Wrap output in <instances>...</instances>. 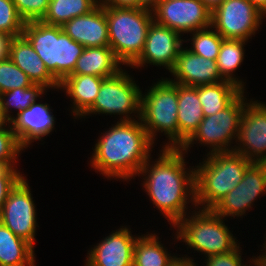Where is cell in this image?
I'll return each instance as SVG.
<instances>
[{
	"label": "cell",
	"mask_w": 266,
	"mask_h": 266,
	"mask_svg": "<svg viewBox=\"0 0 266 266\" xmlns=\"http://www.w3.org/2000/svg\"><path fill=\"white\" fill-rule=\"evenodd\" d=\"M161 152L158 161L156 159V163L153 162L150 167V160L145 162L138 176L148 174L143 186L153 204L174 226L187 215V199H191L192 204L196 206L195 169L192 167L187 173L183 155L186 152L183 153L181 149L163 148Z\"/></svg>",
	"instance_id": "6da1fadb"
},
{
	"label": "cell",
	"mask_w": 266,
	"mask_h": 266,
	"mask_svg": "<svg viewBox=\"0 0 266 266\" xmlns=\"http://www.w3.org/2000/svg\"><path fill=\"white\" fill-rule=\"evenodd\" d=\"M139 121V122H138ZM117 121L95 144L91 166L106 177L129 180L138 175L154 144L140 119Z\"/></svg>",
	"instance_id": "7a4b0ae2"
},
{
	"label": "cell",
	"mask_w": 266,
	"mask_h": 266,
	"mask_svg": "<svg viewBox=\"0 0 266 266\" xmlns=\"http://www.w3.org/2000/svg\"><path fill=\"white\" fill-rule=\"evenodd\" d=\"M207 156L203 165L195 168V203L196 207L212 209L242 181L253 162L234 151L208 153Z\"/></svg>",
	"instance_id": "3957f363"
},
{
	"label": "cell",
	"mask_w": 266,
	"mask_h": 266,
	"mask_svg": "<svg viewBox=\"0 0 266 266\" xmlns=\"http://www.w3.org/2000/svg\"><path fill=\"white\" fill-rule=\"evenodd\" d=\"M22 35L59 83L73 73L76 62L85 49L72 40L62 26L48 25L42 21L25 22Z\"/></svg>",
	"instance_id": "277c9868"
},
{
	"label": "cell",
	"mask_w": 266,
	"mask_h": 266,
	"mask_svg": "<svg viewBox=\"0 0 266 266\" xmlns=\"http://www.w3.org/2000/svg\"><path fill=\"white\" fill-rule=\"evenodd\" d=\"M109 46L122 65L131 66L142 54L153 12L142 8L105 7Z\"/></svg>",
	"instance_id": "5b68a950"
},
{
	"label": "cell",
	"mask_w": 266,
	"mask_h": 266,
	"mask_svg": "<svg viewBox=\"0 0 266 266\" xmlns=\"http://www.w3.org/2000/svg\"><path fill=\"white\" fill-rule=\"evenodd\" d=\"M177 114V83L161 79L145 95L141 94L140 121L153 143L156 132L164 131L170 141L163 148L179 149Z\"/></svg>",
	"instance_id": "8992f818"
},
{
	"label": "cell",
	"mask_w": 266,
	"mask_h": 266,
	"mask_svg": "<svg viewBox=\"0 0 266 266\" xmlns=\"http://www.w3.org/2000/svg\"><path fill=\"white\" fill-rule=\"evenodd\" d=\"M198 208L199 212L192 213L194 215L191 217L181 218L174 225L177 227L176 238L182 239L190 249L203 252L206 257L235 250L239 245L225 223L223 224V217L212 209Z\"/></svg>",
	"instance_id": "52a82bcc"
},
{
	"label": "cell",
	"mask_w": 266,
	"mask_h": 266,
	"mask_svg": "<svg viewBox=\"0 0 266 266\" xmlns=\"http://www.w3.org/2000/svg\"><path fill=\"white\" fill-rule=\"evenodd\" d=\"M244 91L225 109L214 115L204 117L198 129L180 148L183 152L189 149L194 141H199L212 149L208 153L233 151L229 148L232 139L238 138L240 122L245 109Z\"/></svg>",
	"instance_id": "ba28073f"
},
{
	"label": "cell",
	"mask_w": 266,
	"mask_h": 266,
	"mask_svg": "<svg viewBox=\"0 0 266 266\" xmlns=\"http://www.w3.org/2000/svg\"><path fill=\"white\" fill-rule=\"evenodd\" d=\"M120 70L116 75L105 78L101 84L93 105L82 115L110 114L122 115L120 121H130L131 113H138L140 119L141 94L139 86L129 74ZM123 118V119H122Z\"/></svg>",
	"instance_id": "9c48e42d"
},
{
	"label": "cell",
	"mask_w": 266,
	"mask_h": 266,
	"mask_svg": "<svg viewBox=\"0 0 266 266\" xmlns=\"http://www.w3.org/2000/svg\"><path fill=\"white\" fill-rule=\"evenodd\" d=\"M262 14L248 0H225L212 13V28L224 39L247 41L256 33Z\"/></svg>",
	"instance_id": "30bf717a"
},
{
	"label": "cell",
	"mask_w": 266,
	"mask_h": 266,
	"mask_svg": "<svg viewBox=\"0 0 266 266\" xmlns=\"http://www.w3.org/2000/svg\"><path fill=\"white\" fill-rule=\"evenodd\" d=\"M152 12L157 23L180 35L212 25V12L201 0H160Z\"/></svg>",
	"instance_id": "8fae6325"
},
{
	"label": "cell",
	"mask_w": 266,
	"mask_h": 266,
	"mask_svg": "<svg viewBox=\"0 0 266 266\" xmlns=\"http://www.w3.org/2000/svg\"><path fill=\"white\" fill-rule=\"evenodd\" d=\"M28 185L23 177L10 191L0 213V222L34 247L36 209Z\"/></svg>",
	"instance_id": "7c38bea8"
},
{
	"label": "cell",
	"mask_w": 266,
	"mask_h": 266,
	"mask_svg": "<svg viewBox=\"0 0 266 266\" xmlns=\"http://www.w3.org/2000/svg\"><path fill=\"white\" fill-rule=\"evenodd\" d=\"M262 193H266V163L253 162L244 173L242 181L212 210L220 217L242 216Z\"/></svg>",
	"instance_id": "4fadbf2b"
},
{
	"label": "cell",
	"mask_w": 266,
	"mask_h": 266,
	"mask_svg": "<svg viewBox=\"0 0 266 266\" xmlns=\"http://www.w3.org/2000/svg\"><path fill=\"white\" fill-rule=\"evenodd\" d=\"M237 139L240 146L235 147L234 152L245 156L251 162L266 163L265 104L256 101L245 104Z\"/></svg>",
	"instance_id": "5bb4252c"
},
{
	"label": "cell",
	"mask_w": 266,
	"mask_h": 266,
	"mask_svg": "<svg viewBox=\"0 0 266 266\" xmlns=\"http://www.w3.org/2000/svg\"><path fill=\"white\" fill-rule=\"evenodd\" d=\"M182 41L184 42L178 32L153 19L147 33L144 50L131 67H143V64L150 63L164 66L171 71L182 49Z\"/></svg>",
	"instance_id": "9a60e30c"
},
{
	"label": "cell",
	"mask_w": 266,
	"mask_h": 266,
	"mask_svg": "<svg viewBox=\"0 0 266 266\" xmlns=\"http://www.w3.org/2000/svg\"><path fill=\"white\" fill-rule=\"evenodd\" d=\"M137 238L127 227L116 230L90 250L85 266H133Z\"/></svg>",
	"instance_id": "2e32d148"
},
{
	"label": "cell",
	"mask_w": 266,
	"mask_h": 266,
	"mask_svg": "<svg viewBox=\"0 0 266 266\" xmlns=\"http://www.w3.org/2000/svg\"><path fill=\"white\" fill-rule=\"evenodd\" d=\"M174 78L171 82L183 86L216 84L224 81L218 71L215 60L199 56L189 49L182 48L177 56L174 68L170 71Z\"/></svg>",
	"instance_id": "e0dca14e"
},
{
	"label": "cell",
	"mask_w": 266,
	"mask_h": 266,
	"mask_svg": "<svg viewBox=\"0 0 266 266\" xmlns=\"http://www.w3.org/2000/svg\"><path fill=\"white\" fill-rule=\"evenodd\" d=\"M51 110L46 103L35 101L16 117H12L10 121L12 130L23 148L53 131L55 117Z\"/></svg>",
	"instance_id": "ac0fdd59"
},
{
	"label": "cell",
	"mask_w": 266,
	"mask_h": 266,
	"mask_svg": "<svg viewBox=\"0 0 266 266\" xmlns=\"http://www.w3.org/2000/svg\"><path fill=\"white\" fill-rule=\"evenodd\" d=\"M62 29L72 40L85 48L109 46L105 7L100 4L90 13L69 20Z\"/></svg>",
	"instance_id": "d6986e66"
},
{
	"label": "cell",
	"mask_w": 266,
	"mask_h": 266,
	"mask_svg": "<svg viewBox=\"0 0 266 266\" xmlns=\"http://www.w3.org/2000/svg\"><path fill=\"white\" fill-rule=\"evenodd\" d=\"M9 58L29 77L33 84H41L44 88L59 89V82L48 71L43 60L23 35L11 38Z\"/></svg>",
	"instance_id": "ffe728a7"
},
{
	"label": "cell",
	"mask_w": 266,
	"mask_h": 266,
	"mask_svg": "<svg viewBox=\"0 0 266 266\" xmlns=\"http://www.w3.org/2000/svg\"><path fill=\"white\" fill-rule=\"evenodd\" d=\"M204 115L198 99V86L178 84L179 149L198 129Z\"/></svg>",
	"instance_id": "44dd1931"
},
{
	"label": "cell",
	"mask_w": 266,
	"mask_h": 266,
	"mask_svg": "<svg viewBox=\"0 0 266 266\" xmlns=\"http://www.w3.org/2000/svg\"><path fill=\"white\" fill-rule=\"evenodd\" d=\"M122 64L110 46L85 48L71 75H93L108 78L116 75Z\"/></svg>",
	"instance_id": "7402d4cb"
},
{
	"label": "cell",
	"mask_w": 266,
	"mask_h": 266,
	"mask_svg": "<svg viewBox=\"0 0 266 266\" xmlns=\"http://www.w3.org/2000/svg\"><path fill=\"white\" fill-rule=\"evenodd\" d=\"M104 79L93 75H69L59 83V88L65 89L73 99L74 116H82L93 105Z\"/></svg>",
	"instance_id": "603a6c76"
},
{
	"label": "cell",
	"mask_w": 266,
	"mask_h": 266,
	"mask_svg": "<svg viewBox=\"0 0 266 266\" xmlns=\"http://www.w3.org/2000/svg\"><path fill=\"white\" fill-rule=\"evenodd\" d=\"M34 247L0 222V266H35Z\"/></svg>",
	"instance_id": "cb8c5ba5"
},
{
	"label": "cell",
	"mask_w": 266,
	"mask_h": 266,
	"mask_svg": "<svg viewBox=\"0 0 266 266\" xmlns=\"http://www.w3.org/2000/svg\"><path fill=\"white\" fill-rule=\"evenodd\" d=\"M244 90L235 83L224 80L216 84L198 86V99L204 117L216 114L228 107Z\"/></svg>",
	"instance_id": "d4e9b609"
},
{
	"label": "cell",
	"mask_w": 266,
	"mask_h": 266,
	"mask_svg": "<svg viewBox=\"0 0 266 266\" xmlns=\"http://www.w3.org/2000/svg\"><path fill=\"white\" fill-rule=\"evenodd\" d=\"M98 5V0H50L48 11L41 21L48 25L63 26L77 16L90 13Z\"/></svg>",
	"instance_id": "484cf974"
},
{
	"label": "cell",
	"mask_w": 266,
	"mask_h": 266,
	"mask_svg": "<svg viewBox=\"0 0 266 266\" xmlns=\"http://www.w3.org/2000/svg\"><path fill=\"white\" fill-rule=\"evenodd\" d=\"M158 239L155 233L137 238L133 266H168L174 260L176 256L171 257Z\"/></svg>",
	"instance_id": "4316f807"
},
{
	"label": "cell",
	"mask_w": 266,
	"mask_h": 266,
	"mask_svg": "<svg viewBox=\"0 0 266 266\" xmlns=\"http://www.w3.org/2000/svg\"><path fill=\"white\" fill-rule=\"evenodd\" d=\"M245 40L223 39L216 59L219 74L224 80L231 81L244 90L241 80L233 77L232 73L241 65L244 59Z\"/></svg>",
	"instance_id": "83f0119b"
},
{
	"label": "cell",
	"mask_w": 266,
	"mask_h": 266,
	"mask_svg": "<svg viewBox=\"0 0 266 266\" xmlns=\"http://www.w3.org/2000/svg\"><path fill=\"white\" fill-rule=\"evenodd\" d=\"M46 90L41 84H33L28 88H15L0 94V111L3 119L10 122L12 120L9 114L10 108L17 109V114H19L35 102Z\"/></svg>",
	"instance_id": "f1b7e54d"
},
{
	"label": "cell",
	"mask_w": 266,
	"mask_h": 266,
	"mask_svg": "<svg viewBox=\"0 0 266 266\" xmlns=\"http://www.w3.org/2000/svg\"><path fill=\"white\" fill-rule=\"evenodd\" d=\"M210 29L212 26L194 31L191 40L193 46L189 50L199 56L216 61L224 38L216 30Z\"/></svg>",
	"instance_id": "f546056e"
},
{
	"label": "cell",
	"mask_w": 266,
	"mask_h": 266,
	"mask_svg": "<svg viewBox=\"0 0 266 266\" xmlns=\"http://www.w3.org/2000/svg\"><path fill=\"white\" fill-rule=\"evenodd\" d=\"M31 85L33 82L9 57L0 61V94Z\"/></svg>",
	"instance_id": "4dcf8cb0"
},
{
	"label": "cell",
	"mask_w": 266,
	"mask_h": 266,
	"mask_svg": "<svg viewBox=\"0 0 266 266\" xmlns=\"http://www.w3.org/2000/svg\"><path fill=\"white\" fill-rule=\"evenodd\" d=\"M25 21L17 12L12 0H0V33L10 37L21 36Z\"/></svg>",
	"instance_id": "1f68e13d"
},
{
	"label": "cell",
	"mask_w": 266,
	"mask_h": 266,
	"mask_svg": "<svg viewBox=\"0 0 266 266\" xmlns=\"http://www.w3.org/2000/svg\"><path fill=\"white\" fill-rule=\"evenodd\" d=\"M10 122H5L0 126V164L5 166L14 167L16 159L19 156V152L24 148L19 144L13 130L11 123L9 124V129L6 124Z\"/></svg>",
	"instance_id": "d6a6232c"
},
{
	"label": "cell",
	"mask_w": 266,
	"mask_h": 266,
	"mask_svg": "<svg viewBox=\"0 0 266 266\" xmlns=\"http://www.w3.org/2000/svg\"><path fill=\"white\" fill-rule=\"evenodd\" d=\"M25 22L41 21L46 15L50 0H12Z\"/></svg>",
	"instance_id": "836d02e7"
},
{
	"label": "cell",
	"mask_w": 266,
	"mask_h": 266,
	"mask_svg": "<svg viewBox=\"0 0 266 266\" xmlns=\"http://www.w3.org/2000/svg\"><path fill=\"white\" fill-rule=\"evenodd\" d=\"M23 177L13 166L0 164V213L10 191Z\"/></svg>",
	"instance_id": "e575fe53"
},
{
	"label": "cell",
	"mask_w": 266,
	"mask_h": 266,
	"mask_svg": "<svg viewBox=\"0 0 266 266\" xmlns=\"http://www.w3.org/2000/svg\"><path fill=\"white\" fill-rule=\"evenodd\" d=\"M239 246L230 252L216 255H209L206 259V266H246L241 260Z\"/></svg>",
	"instance_id": "d590c367"
},
{
	"label": "cell",
	"mask_w": 266,
	"mask_h": 266,
	"mask_svg": "<svg viewBox=\"0 0 266 266\" xmlns=\"http://www.w3.org/2000/svg\"><path fill=\"white\" fill-rule=\"evenodd\" d=\"M103 7L137 8V0H100Z\"/></svg>",
	"instance_id": "8d00e7d4"
},
{
	"label": "cell",
	"mask_w": 266,
	"mask_h": 266,
	"mask_svg": "<svg viewBox=\"0 0 266 266\" xmlns=\"http://www.w3.org/2000/svg\"><path fill=\"white\" fill-rule=\"evenodd\" d=\"M12 37L0 33V61L9 57V44Z\"/></svg>",
	"instance_id": "74e56055"
},
{
	"label": "cell",
	"mask_w": 266,
	"mask_h": 266,
	"mask_svg": "<svg viewBox=\"0 0 266 266\" xmlns=\"http://www.w3.org/2000/svg\"><path fill=\"white\" fill-rule=\"evenodd\" d=\"M194 260L187 257H175L174 260L168 266H196Z\"/></svg>",
	"instance_id": "f35d334b"
},
{
	"label": "cell",
	"mask_w": 266,
	"mask_h": 266,
	"mask_svg": "<svg viewBox=\"0 0 266 266\" xmlns=\"http://www.w3.org/2000/svg\"><path fill=\"white\" fill-rule=\"evenodd\" d=\"M160 0H137V8L153 11Z\"/></svg>",
	"instance_id": "ab89813d"
},
{
	"label": "cell",
	"mask_w": 266,
	"mask_h": 266,
	"mask_svg": "<svg viewBox=\"0 0 266 266\" xmlns=\"http://www.w3.org/2000/svg\"><path fill=\"white\" fill-rule=\"evenodd\" d=\"M201 1L213 13L225 0H201Z\"/></svg>",
	"instance_id": "60d3db41"
},
{
	"label": "cell",
	"mask_w": 266,
	"mask_h": 266,
	"mask_svg": "<svg viewBox=\"0 0 266 266\" xmlns=\"http://www.w3.org/2000/svg\"><path fill=\"white\" fill-rule=\"evenodd\" d=\"M251 2L262 14L266 15V0H248Z\"/></svg>",
	"instance_id": "b9f144b4"
},
{
	"label": "cell",
	"mask_w": 266,
	"mask_h": 266,
	"mask_svg": "<svg viewBox=\"0 0 266 266\" xmlns=\"http://www.w3.org/2000/svg\"><path fill=\"white\" fill-rule=\"evenodd\" d=\"M265 244H263L264 245L263 247L266 250V245ZM252 259L253 260H252L251 263H254L256 266H266V251L262 255L257 257L256 259L255 258H252Z\"/></svg>",
	"instance_id": "7bdbcfd3"
},
{
	"label": "cell",
	"mask_w": 266,
	"mask_h": 266,
	"mask_svg": "<svg viewBox=\"0 0 266 266\" xmlns=\"http://www.w3.org/2000/svg\"><path fill=\"white\" fill-rule=\"evenodd\" d=\"M6 121L3 119L0 111V126H2Z\"/></svg>",
	"instance_id": "ee69618b"
}]
</instances>
